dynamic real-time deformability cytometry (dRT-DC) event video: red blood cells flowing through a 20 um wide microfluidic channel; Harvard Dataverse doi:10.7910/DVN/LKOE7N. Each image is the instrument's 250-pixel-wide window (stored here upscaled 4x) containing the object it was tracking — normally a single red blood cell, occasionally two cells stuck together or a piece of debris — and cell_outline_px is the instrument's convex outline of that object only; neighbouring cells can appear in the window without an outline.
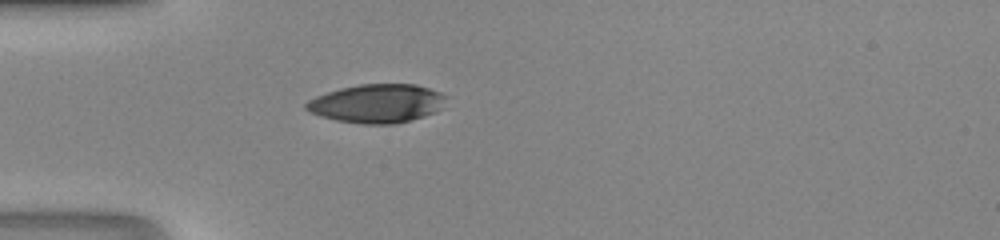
{"species": "human", "species_latin": "Homo sapiens", "temperature_condition": "room temperature", "stored_images_in_passage": 34, "camera_frame_rate_fps": 3000, "um_per_image_px": 0.085, "donor": {"sex": "male"}, "frame": {"image": 1, "passage_image": 1, "time_ms": 0.0, "image_size_px": [1000, 240], "cell_outline_px": [[448, 96], [436, 112], [424, 116], [392, 124], [364, 124], [336, 120], [320, 116], [304, 108], [304, 104], [308, 100], [316, 96], [340, 88], [360, 84], [416, 84], [440, 92]], "centroid_in_image_um": [32.03, 8.79], "position_along_channel_um": 53.0, "area_um2": 31.33}}
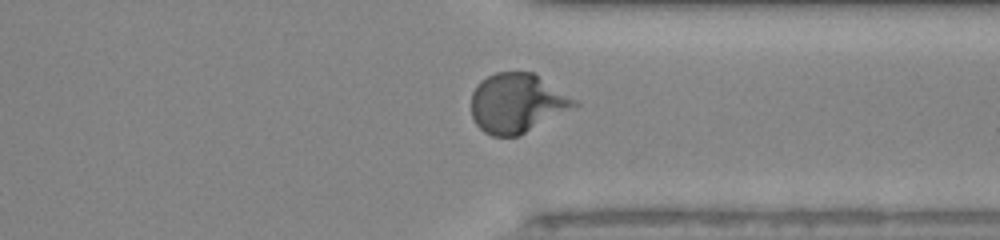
{"frame": {"image": 2, "passage_image": 23, "time_ms": 7.333, "image_size_px": [1000, 240], "cell_outline_px": [[580, 104], [520, 136], [492, 136], [484, 132], [476, 124], [472, 116], [472, 92], [480, 80], [496, 72], [532, 72], [576, 100]], "centroid_in_image_um": [43.92, 8.78], "position_along_channel_um": 367.5, "area_um2": 35.37}}
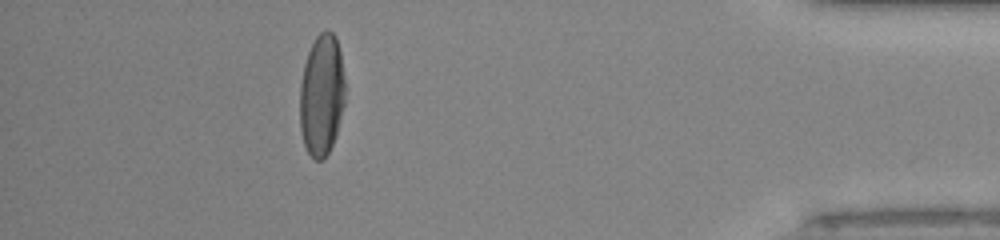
{"frame": {"image": 3, "passage_image": 29, "time_ms": 9.333, "image_size_px": [1000, 240], "cell_outline_px": [[344, 104], [336, 136], [324, 160], [316, 160], [308, 152], [304, 144], [300, 128], [300, 84], [304, 64], [308, 52], [316, 36], [320, 32], [332, 32], [336, 36], [340, 52], [344, 76]], "centroid_in_image_um": [27.34, 8.09], "position_along_channel_um": 407.9, "area_um2": 32.02}}